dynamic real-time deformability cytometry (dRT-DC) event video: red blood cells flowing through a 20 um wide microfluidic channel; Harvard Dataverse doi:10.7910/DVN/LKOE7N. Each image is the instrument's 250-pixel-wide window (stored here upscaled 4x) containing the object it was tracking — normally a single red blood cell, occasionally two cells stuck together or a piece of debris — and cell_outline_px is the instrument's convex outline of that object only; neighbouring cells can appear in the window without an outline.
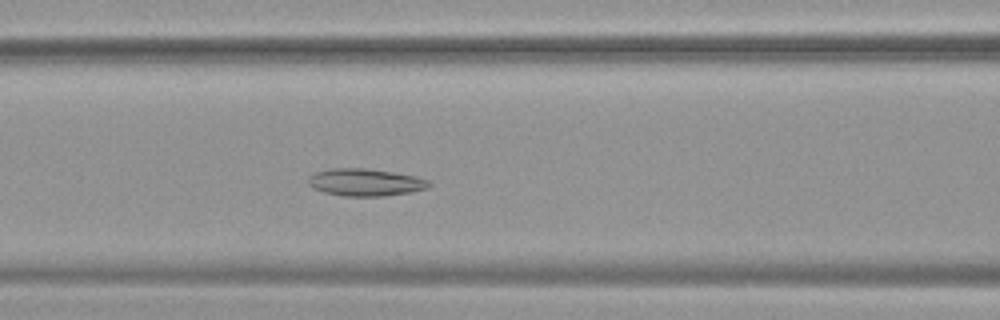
{"species": "common noctule bat (a hibernating species)", "species_latin": "Nyctalus noctula", "temperature_condition": "warm", "stored_images_in_passage": 31, "camera_frame_rate_fps": 3000, "um_per_image_px": 0.085, "animal": {"sex": "female", "body_mass_g": 19.9}, "frame": {"image": 1, "passage_image": 11, "time_ms": 3.333, "image_size_px": [1000, 320], "cell_outline_px": [[432, 184], [428, 188], [408, 192], [384, 196], [344, 196], [324, 192], [312, 188], [308, 184], [308, 176], [316, 172], [332, 168], [364, 168], [392, 172], [416, 176], [428, 180]], "centroid_in_image_um": [31.03, 15.49], "position_along_channel_um": 135.6, "area_um2": 19.19}}
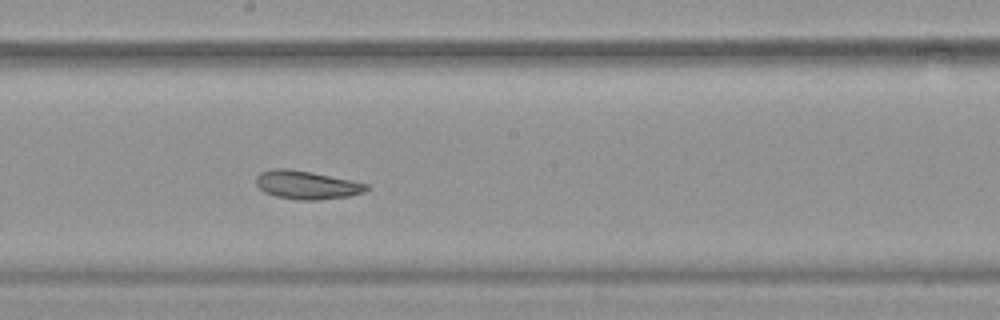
{"frame": {"image": 2, "passage_image": 18, "time_ms": 5.667, "image_size_px": [1000, 320], "cell_outline_px": [[368, 188], [364, 192], [348, 196], [320, 200], [296, 200], [276, 196], [264, 192], [256, 184], [256, 176], [260, 172], [272, 168], [288, 168], [312, 172], [368, 184]], "centroid_in_image_um": [26.03, 15.72], "position_along_channel_um": 222.2, "area_um2": 18.26}}
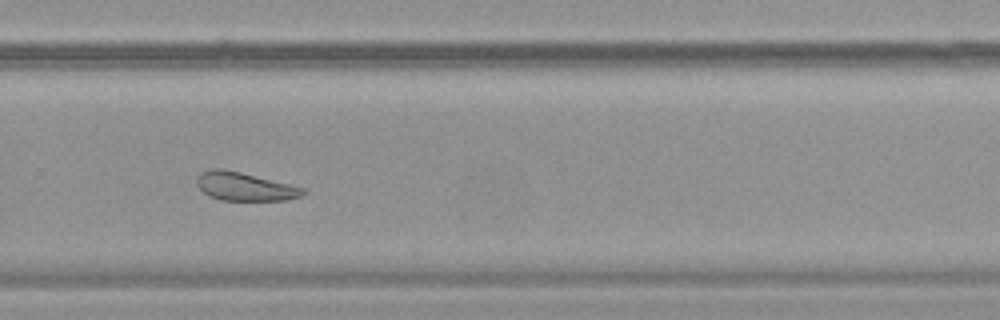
{"frame": {"image": 3, "passage_image": 25, "time_ms": 8.0, "image_size_px": [1000, 320], "cell_outline_px": [[308, 192], [304, 196], [284, 200], [220, 200], [208, 196], [196, 184], [196, 176], [200, 172], [208, 168], [220, 168], [240, 172], [304, 188]], "centroid_in_image_um": [20.77, 15.85], "position_along_channel_um": 309.0, "area_um2": 17.63}, "authors_computed_cell_mechanics": {"area_um2": 18.8428, "velocity_mm_per_s": 3.732, "shape_relaxation_time_tau1_ms": 10.3793, "shape_relaxation_time_tau2_ms": 10.6601, "deformation_change_tau1": 0.1337, "deformation_change_tau2": 0.2156}}